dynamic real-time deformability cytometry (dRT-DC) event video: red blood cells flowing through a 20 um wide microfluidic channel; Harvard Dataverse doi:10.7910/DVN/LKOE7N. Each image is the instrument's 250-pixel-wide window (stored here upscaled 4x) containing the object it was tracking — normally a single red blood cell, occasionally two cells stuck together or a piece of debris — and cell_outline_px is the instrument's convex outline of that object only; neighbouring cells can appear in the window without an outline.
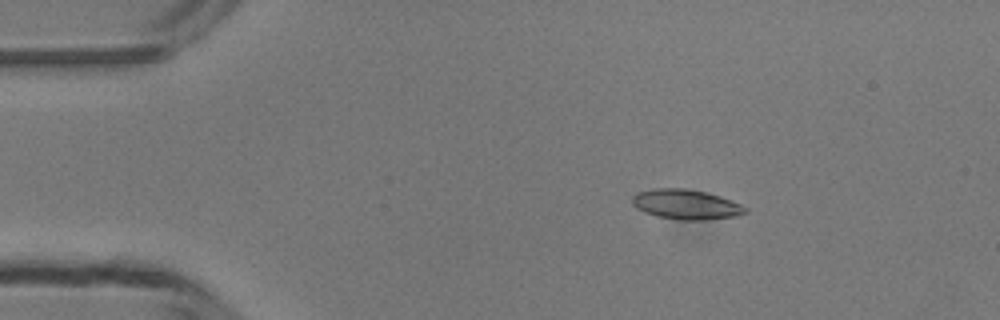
{"species": "common noctule bat (a hibernating species)", "species_latin": "Nyctalus noctula", "temperature_condition": "room temperature", "stored_images_in_passage": 3, "camera_frame_rate_fps": 3000, "um_per_image_px": 0.085, "animal": {"sex": "male", "body_mass_g": 13.3}, "frame": {"image": 1, "passage_image": 1, "time_ms": 0.0, "image_size_px": [1000, 320], "cell_outline_px": [[748, 212], [736, 216], [708, 220], [680, 220], [656, 216], [644, 212], [636, 208], [632, 204], [632, 196], [636, 192], [652, 188], [684, 188], [704, 192], [720, 196], [740, 204], [748, 208]], "centroid_in_image_um": [58.29, 17.38], "position_along_channel_um": 26.7, "area_um2": 19.88}}
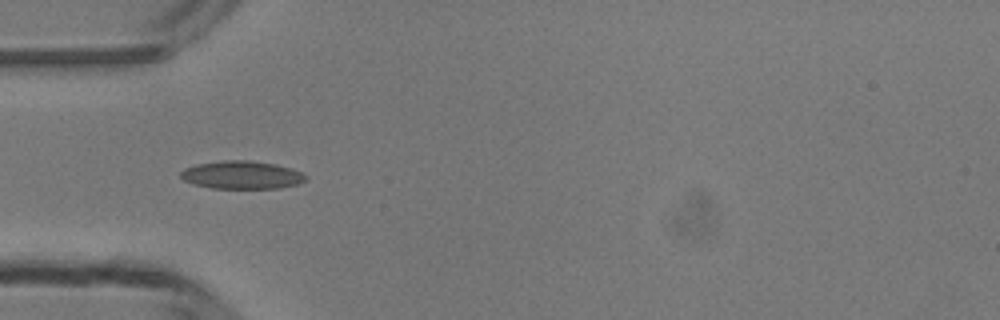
{"frame": {"image": 2, "passage_image": 3, "time_ms": 2.333, "image_size_px": [1000, 320], "cell_outline_px": [[308, 176], [300, 184], [280, 188], [212, 188], [192, 184], [184, 180], [180, 176], [180, 172], [184, 168], [196, 164], [224, 160], [248, 160], [276, 164], [292, 168]], "centroid_in_image_um": [20.55, 14.87], "position_along_channel_um": 64.5, "area_um2": 20.52}}